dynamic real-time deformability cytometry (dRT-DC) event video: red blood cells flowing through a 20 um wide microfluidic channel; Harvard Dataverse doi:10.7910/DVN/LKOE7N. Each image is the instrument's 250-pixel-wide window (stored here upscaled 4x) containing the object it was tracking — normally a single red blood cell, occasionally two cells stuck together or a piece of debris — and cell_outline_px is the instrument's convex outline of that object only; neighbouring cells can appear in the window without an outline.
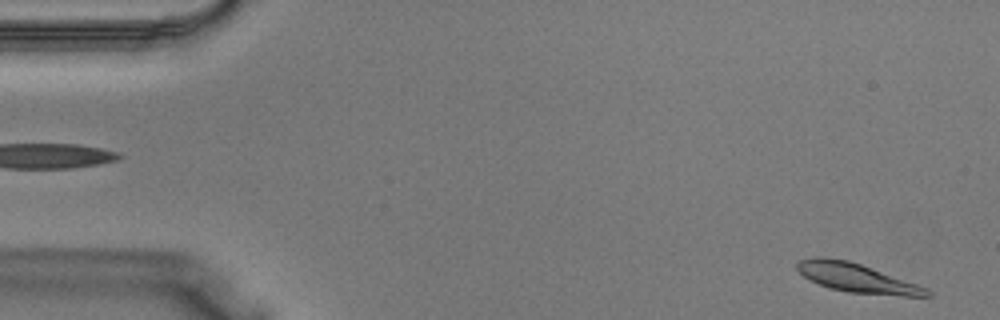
{"species": "Egyptian fruit bat (a non-hibernating species)", "species_latin": "Rousettus aegyptiacus", "temperature_condition": "warm", "stored_images_in_passage": 39, "camera_frame_rate_fps": 3000, "um_per_image_px": 0.085, "animal": {"sex": "male"}, "frame": {"image": 1, "passage_image": 2, "time_ms": 0.333, "image_size_px": [1000, 320], "cell_outline_px": [[932, 296], [904, 296], [848, 292], [828, 288], [808, 280], [796, 268], [796, 264], [800, 260], [816, 256], [824, 256], [848, 260], [860, 264], [928, 288], [932, 292]], "centroid_in_image_um": [72.8, 23.62], "position_along_channel_um": 12.2, "area_um2": 21.91}}
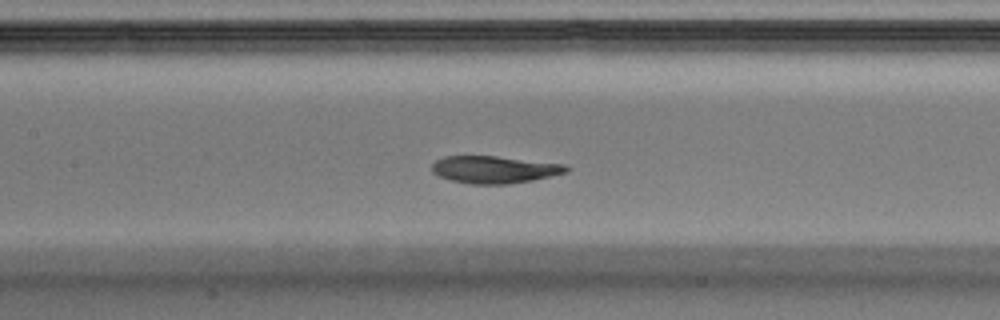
{"frame": {"image": 2, "passage_image": 18, "time_ms": 5.667, "image_size_px": [1000, 320], "cell_outline_px": [[572, 168], [568, 172], [532, 180], [508, 184], [472, 184], [452, 180], [440, 176], [432, 172], [432, 164], [436, 160], [444, 156], [496, 156], [564, 164]], "centroid_in_image_um": [42.04, 14.41], "position_along_channel_um": 165.4, "area_um2": 21.27}}
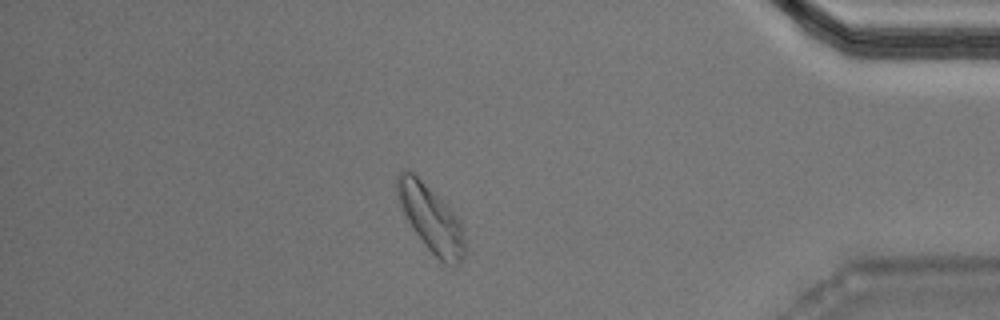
{"frame": {"image": 3, "passage_image": 34, "time_ms": 11.0, "image_size_px": [1000, 320], "cell_outline_px": [[468, 252], [460, 264], [444, 264], [428, 248], [412, 228], [396, 196], [396, 172], [404, 168], [412, 172], [460, 220], [464, 232]], "centroid_in_image_um": [36.65, 18.61], "position_along_channel_um": 398.6, "area_um2": 25.89}}